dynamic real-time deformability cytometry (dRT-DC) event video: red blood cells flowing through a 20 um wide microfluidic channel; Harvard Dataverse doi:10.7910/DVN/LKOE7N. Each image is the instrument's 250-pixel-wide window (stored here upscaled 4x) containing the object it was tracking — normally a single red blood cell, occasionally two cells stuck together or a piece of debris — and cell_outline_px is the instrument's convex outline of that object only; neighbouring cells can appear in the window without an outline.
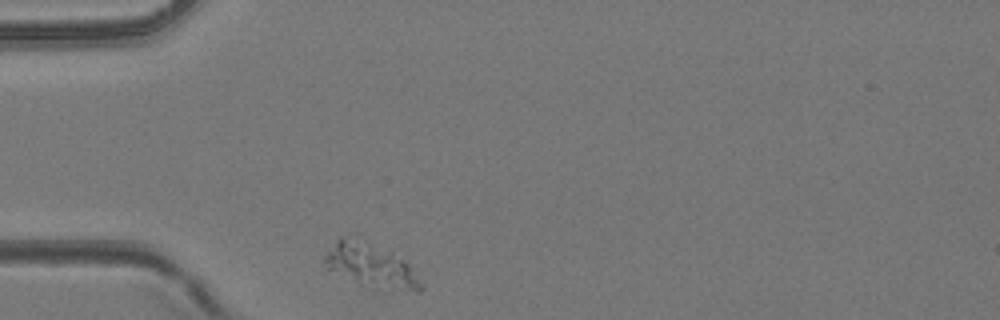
{"species": "common noctule bat (a hibernating species)", "species_latin": "Nyctalus noctula", "temperature_condition": "room temperature", "stored_images_in_passage": 1, "camera_frame_rate_fps": 3000, "um_per_image_px": 0.085, "animal": {"sex": "female", "body_mass_g": 24.6, "forearm_length_mm": 56.2}, "frame": {"image": 1, "passage_image": 1, "time_ms": 0.0, "image_size_px": [1000, 320], "cell_outline_px": [[420, 292], [416, 292], [360, 284], [328, 268], [324, 260], [324, 256], [336, 240], [340, 236], [392, 256], [408, 264], [412, 268], [420, 284]], "centroid_in_image_um": [31.48, 22.65], "position_along_channel_um": 53.5, "area_um2": 21.91}}